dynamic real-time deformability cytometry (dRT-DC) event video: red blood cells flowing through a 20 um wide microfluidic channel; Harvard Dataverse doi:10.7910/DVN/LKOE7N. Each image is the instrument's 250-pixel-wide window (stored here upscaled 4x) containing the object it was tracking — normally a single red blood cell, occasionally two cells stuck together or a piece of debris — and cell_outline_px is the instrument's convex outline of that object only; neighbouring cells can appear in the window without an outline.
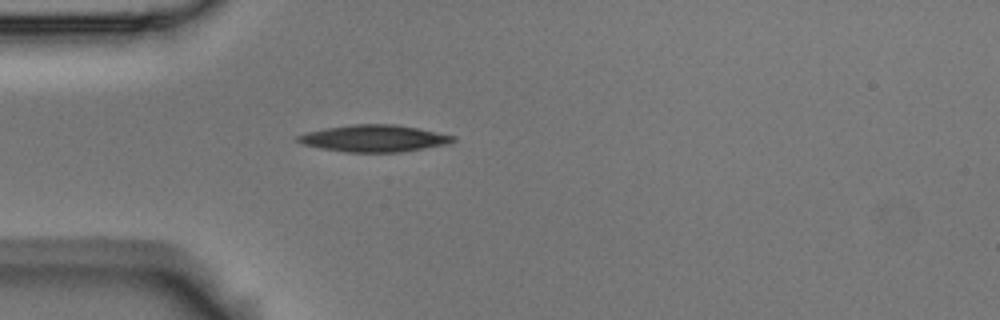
{"species": "Egyptian fruit bat (a non-hibernating species)", "species_latin": "Rousettus aegyptiacus", "temperature_condition": "room temperature", "stored_images_in_passage": 38, "camera_frame_rate_fps": 3000, "um_per_image_px": 0.085, "animal": {"sex": "male"}, "frame": {"image": 1, "passage_image": 1, "time_ms": 0.0, "image_size_px": [1000, 320], "cell_outline_px": [[456, 140], [448, 144], [400, 152], [344, 152], [320, 148], [304, 144], [296, 140], [296, 136], [308, 132], [324, 128], [352, 124], [396, 124], [456, 136]], "centroid_in_image_um": [31.79, 11.76], "position_along_channel_um": 53.2, "area_um2": 24.22}}
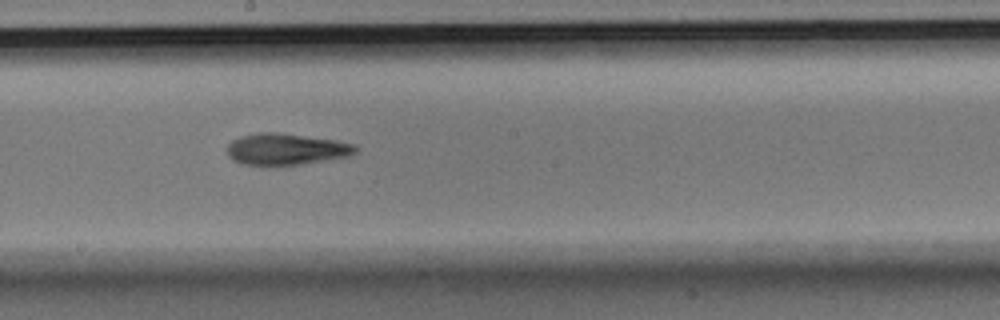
{"frame": {"image": 2, "passage_image": 16, "time_ms": 5.0, "image_size_px": [1000, 320], "cell_outline_px": [[356, 152], [348, 156], [300, 164], [244, 164], [232, 160], [228, 156], [228, 144], [232, 140], [240, 136], [256, 132], [276, 132], [336, 140], [356, 144]], "centroid_in_image_um": [24.3, 12.65], "position_along_channel_um": 223.9, "area_um2": 23.24}}
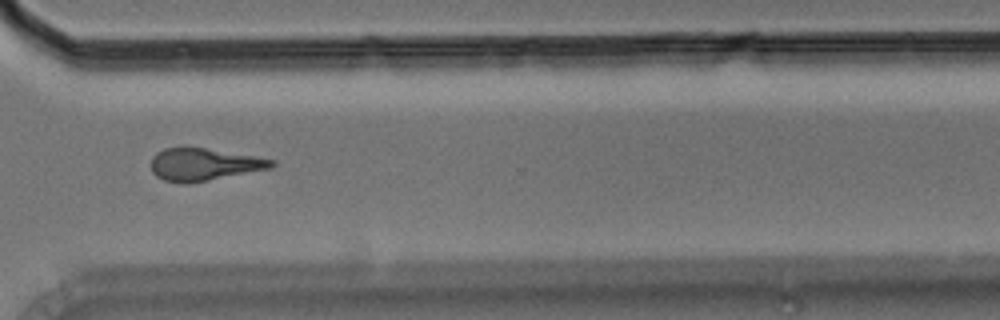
{"frame": {"image": 3, "passage_image": 27, "time_ms": 8.667, "image_size_px": [1000, 320], "cell_outline_px": [[276, 164], [272, 168], [208, 180], [164, 180], [156, 176], [152, 172], [152, 156], [156, 152], [164, 148], [184, 144], [256, 156], [276, 160]], "centroid_in_image_um": [17.36, 13.89], "position_along_channel_um": 353.2, "area_um2": 22.72}, "authors_computed_cell_mechanics": {"area_um2": 23.12, "velocity_mm_per_s": 3.5329, "shape_relaxation_time_tau1_ms": 3.3401, "shape_relaxation_time_tau2_ms": 6.5378, "deformation_change_tau1": 0.1476, "deformation_change_tau2": 0.1989}}